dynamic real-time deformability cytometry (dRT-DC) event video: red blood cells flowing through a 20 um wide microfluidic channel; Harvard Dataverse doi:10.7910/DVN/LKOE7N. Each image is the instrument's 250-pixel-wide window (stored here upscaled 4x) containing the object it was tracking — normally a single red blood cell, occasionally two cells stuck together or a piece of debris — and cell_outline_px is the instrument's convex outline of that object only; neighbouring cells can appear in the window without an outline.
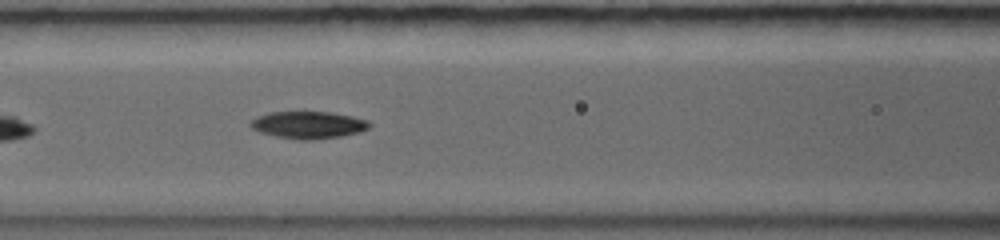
{"species": "common noctule bat (a hibernating species)", "species_latin": "Nyctalus noctula", "temperature_condition": "warm", "stored_images_in_passage": 5, "camera_frame_rate_fps": 5000, "um_per_image_px": 0.085, "animal": {"sex": "female", "body_mass_g": 19.0, "forearm_length_mm": 56.7}, "frame": {"image": 1, "passage_image": 4, "time_ms": 2.6, "image_size_px": [1000, 240], "cell_outline_px": [[372, 124], [368, 128], [360, 132], [340, 136], [312, 140], [296, 140], [276, 136], [260, 132], [252, 128], [248, 124], [256, 116], [268, 112], [332, 112], [352, 116], [368, 120]], "centroid_in_image_um": [26.2, 10.61], "position_along_channel_um": 140.4, "area_um2": 18.96}}